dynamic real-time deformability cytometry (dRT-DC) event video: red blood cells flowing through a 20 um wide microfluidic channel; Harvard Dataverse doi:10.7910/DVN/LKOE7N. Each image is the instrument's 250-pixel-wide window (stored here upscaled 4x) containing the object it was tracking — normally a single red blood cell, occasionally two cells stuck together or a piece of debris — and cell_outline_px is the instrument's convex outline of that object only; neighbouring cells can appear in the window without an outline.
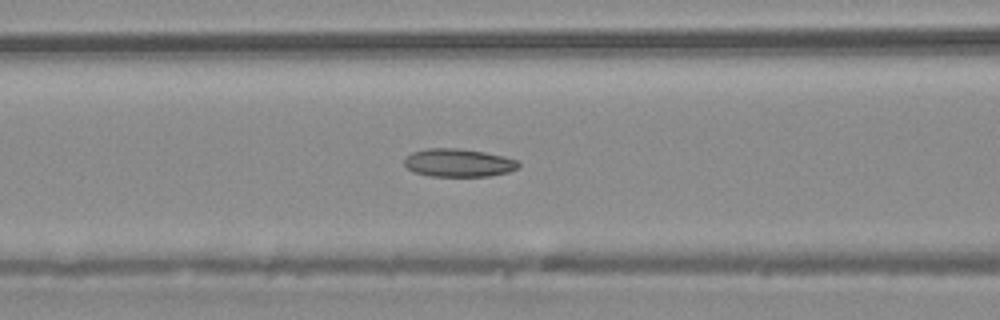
{"species": "common noctule bat (a hibernating species)", "species_latin": "Nyctalus noctula", "temperature_condition": "warm", "stored_images_in_passage": 46, "camera_frame_rate_fps": 3000, "um_per_image_px": 0.085, "animal": {"sex": "male", "body_mass_g": 20.4}, "frame": {"image": 1, "passage_image": 19, "time_ms": 6.0, "image_size_px": [1000, 320], "cell_outline_px": [[520, 164], [516, 168], [508, 172], [488, 176], [428, 176], [412, 172], [404, 164], [404, 160], [412, 152], [428, 148], [460, 148], [484, 152], [516, 160]], "centroid_in_image_um": [38.92, 13.84], "position_along_channel_um": 127.7, "area_um2": 18.55}}
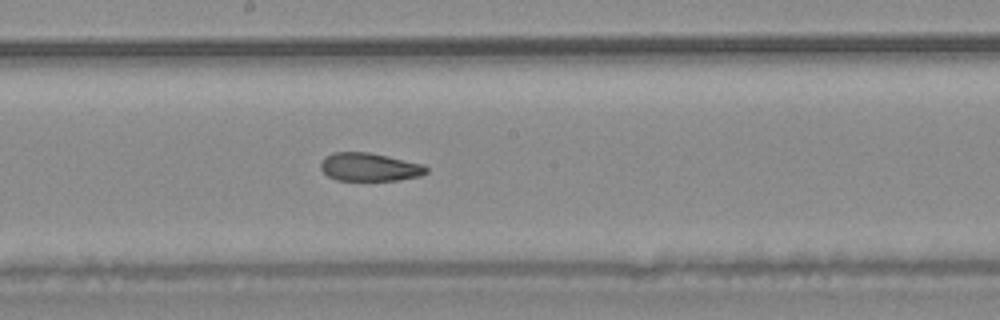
{"frame": {"image": 2, "passage_image": 25, "time_ms": 8.0, "image_size_px": [1000, 320], "cell_outline_px": [[428, 172], [420, 176], [400, 180], [336, 180], [328, 176], [320, 168], [320, 164], [332, 152], [368, 152], [388, 156], [424, 164], [428, 168]], "centroid_in_image_um": [31.44, 14.2], "position_along_channel_um": 216.8, "area_um2": 17.34}}
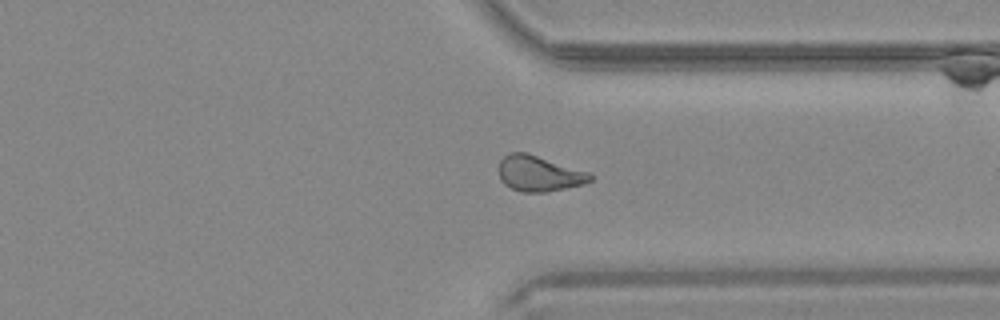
{"frame": {"image": 3, "passage_image": 35, "time_ms": 11.333, "image_size_px": [1000, 320], "cell_outline_px": [[592, 180], [584, 184], [544, 192], [520, 192], [504, 184], [500, 180], [500, 160], [504, 156], [512, 152], [528, 152], [588, 172], [592, 176]], "centroid_in_image_um": [45.8, 14.74], "position_along_channel_um": 365.6, "area_um2": 18.84}}